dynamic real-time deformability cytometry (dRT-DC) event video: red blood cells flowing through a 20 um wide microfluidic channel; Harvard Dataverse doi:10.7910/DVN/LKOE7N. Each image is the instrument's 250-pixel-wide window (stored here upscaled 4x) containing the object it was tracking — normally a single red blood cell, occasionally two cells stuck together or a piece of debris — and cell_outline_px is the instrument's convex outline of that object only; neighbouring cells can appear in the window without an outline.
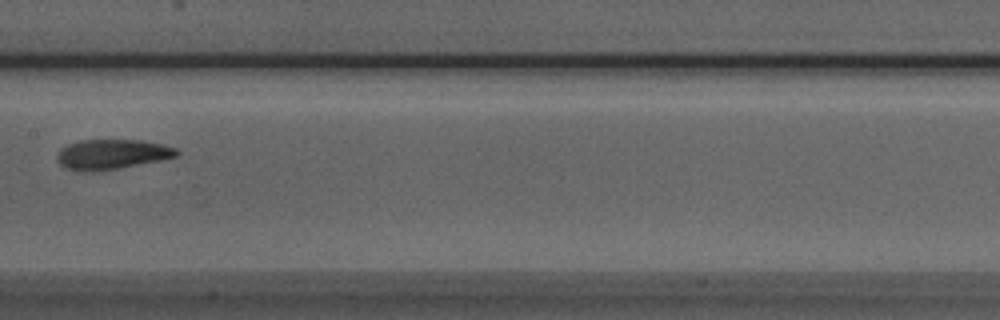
{"species": "Egyptian fruit bat (a non-hibernating species)", "species_latin": "Rousettus aegyptiacus", "temperature_condition": "room temperature", "stored_images_in_passage": 9, "camera_frame_rate_fps": 3000, "um_per_image_px": 0.085, "animal": {"sex": "male"}, "frame": {"image": 1, "passage_image": 9, "time_ms": 2.667, "image_size_px": [1000, 320], "cell_outline_px": [[180, 152], [176, 156], [160, 160], [116, 168], [92, 172], [80, 172], [64, 168], [56, 160], [56, 156], [60, 148], [68, 144], [80, 140], [140, 140], [164, 144], [176, 148]], "centroid_in_image_um": [9.46, 13.11], "position_along_channel_um": 197.9, "area_um2": 20.92}}